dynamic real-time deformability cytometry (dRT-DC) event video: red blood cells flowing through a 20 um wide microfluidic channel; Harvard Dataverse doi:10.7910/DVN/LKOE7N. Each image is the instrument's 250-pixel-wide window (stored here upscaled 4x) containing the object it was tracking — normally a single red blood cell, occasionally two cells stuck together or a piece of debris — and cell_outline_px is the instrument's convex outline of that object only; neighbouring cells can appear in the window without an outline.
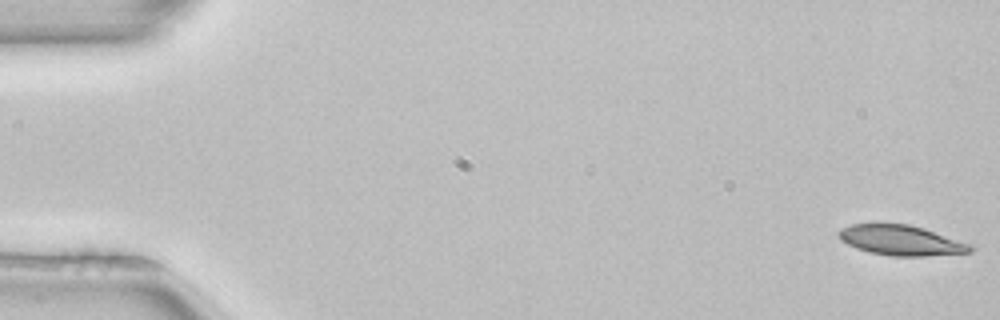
{"species": "common noctule bat (a hibernating species)", "species_latin": "Nyctalus noctula", "temperature_condition": "room temperature", "stored_images_in_passage": 52, "camera_frame_rate_fps": 3000, "um_per_image_px": 0.085, "animal": {"sex": "female", "body_mass_g": 22.7, "forearm_length_mm": 54.2}, "frame": {"image": 1, "passage_image": 1, "time_ms": 0.0, "image_size_px": [1000, 320], "cell_outline_px": [[972, 252], [924, 256], [892, 256], [868, 252], [856, 248], [840, 240], [836, 232], [840, 228], [852, 224], [908, 224], [924, 228], [972, 244]], "centroid_in_image_um": [76.57, 20.43], "position_along_channel_um": 8.4, "area_um2": 23.18}}
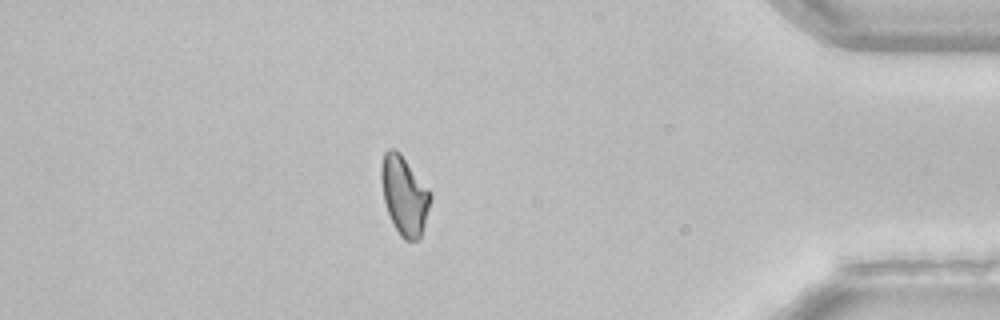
{"frame": {"image": 2, "passage_image": 45, "time_ms": 14.667, "image_size_px": [1000, 320], "cell_outline_px": [[432, 196], [420, 240], [404, 240], [400, 236], [388, 212], [384, 200], [380, 176], [380, 168], [384, 152], [388, 148], [396, 148], [400, 152], [432, 192]], "centroid_in_image_um": [34.37, 16.57], "position_along_channel_um": 400.8, "area_um2": 22.72}}
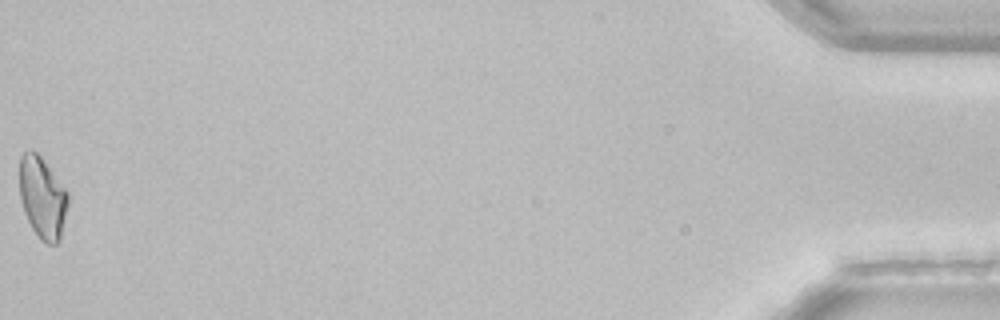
{"frame": {"image": 3, "passage_image": 52, "time_ms": 17.0, "image_size_px": [1000, 320], "cell_outline_px": [[68, 204], [60, 240], [56, 244], [48, 244], [40, 240], [32, 228], [24, 212], [20, 200], [20, 156], [24, 152], [36, 152], [40, 156], [68, 192]], "centroid_in_image_um": [3.61, 16.84], "position_along_channel_um": 431.6, "area_um2": 22.83}, "authors_computed_cell_mechanics": {"area_um2": 23.3801, "velocity_mm_per_s": 3.9548, "shape_relaxation_time_tau1_ms": 7.4993, "shape_relaxation_time_tau2_ms": null, "deformation_change_tau1": 0.1683, "deformation_change_tau2": null}}